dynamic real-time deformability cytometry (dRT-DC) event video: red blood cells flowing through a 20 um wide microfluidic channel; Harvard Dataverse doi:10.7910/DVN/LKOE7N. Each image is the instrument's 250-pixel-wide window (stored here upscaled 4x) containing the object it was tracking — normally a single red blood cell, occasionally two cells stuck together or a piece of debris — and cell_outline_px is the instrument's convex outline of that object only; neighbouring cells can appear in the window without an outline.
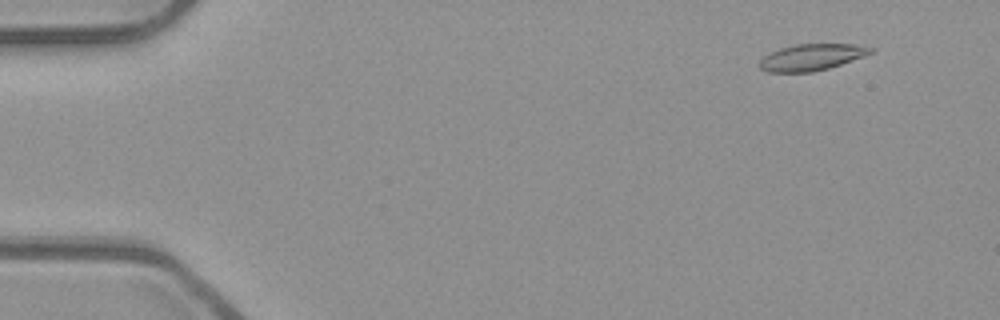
{"species": "common noctule bat (a hibernating species)", "species_latin": "Nyctalus noctula", "temperature_condition": "room temperature", "stored_images_in_passage": 53, "camera_frame_rate_fps": 3000, "um_per_image_px": 0.085, "animal": {"sex": "male", "body_mass_g": 23.1, "forearm_length_mm": 52.7}, "frame": {"image": 1, "passage_image": 5, "time_ms": 1.333, "image_size_px": [1000, 320], "cell_outline_px": [[872, 52], [864, 56], [828, 68], [812, 72], [768, 72], [760, 68], [760, 60], [764, 56], [780, 48], [796, 44], [852, 44], [872, 48]], "centroid_in_image_um": [68.95, 4.86], "position_along_channel_um": 16.0, "area_um2": 16.82}}
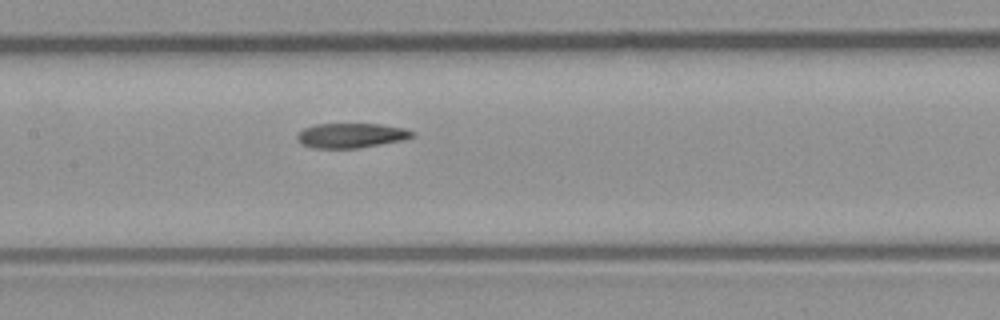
{"frame": {"image": 2, "passage_image": 26, "time_ms": 8.333, "image_size_px": [1000, 320], "cell_outline_px": [[416, 136], [404, 140], [356, 148], [312, 148], [300, 144], [296, 140], [296, 136], [304, 128], [316, 124], [380, 124], [404, 128], [416, 132]], "centroid_in_image_um": [29.85, 11.52], "position_along_channel_um": 177.5, "area_um2": 16.7}}
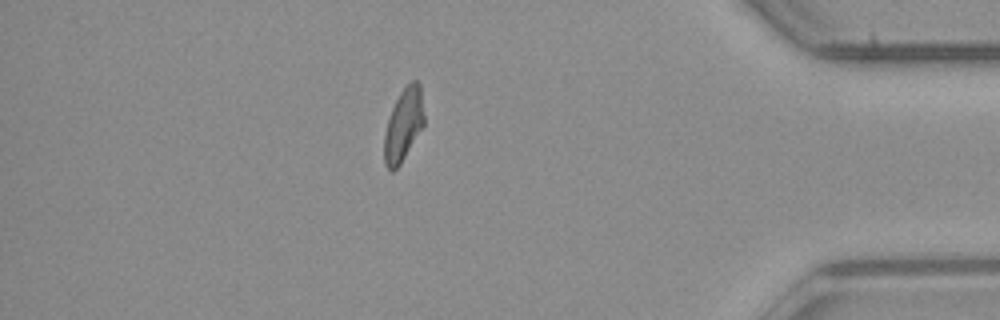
{"frame": {"image": 3, "passage_image": 46, "time_ms": 15.0, "image_size_px": [1000, 320], "cell_outline_px": [[424, 124], [400, 164], [392, 172], [384, 164], [384, 132], [392, 108], [400, 92], [412, 80], [416, 80], [420, 84], [424, 116]], "centroid_in_image_um": [34.28, 10.61], "position_along_channel_um": 400.9, "area_um2": 16.65}}